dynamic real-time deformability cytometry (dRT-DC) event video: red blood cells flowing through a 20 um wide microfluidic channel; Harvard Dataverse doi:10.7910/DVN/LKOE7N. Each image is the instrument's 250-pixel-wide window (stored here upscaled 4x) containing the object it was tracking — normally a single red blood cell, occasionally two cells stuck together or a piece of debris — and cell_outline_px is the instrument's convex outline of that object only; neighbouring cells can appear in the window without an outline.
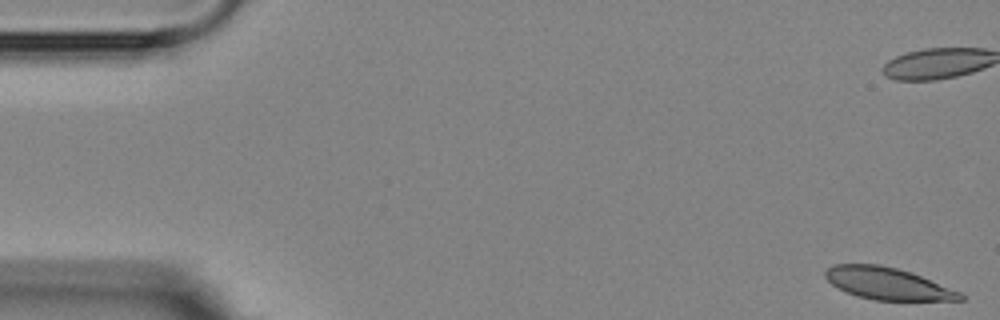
{"species": "Egyptian fruit bat (a non-hibernating species)", "species_latin": "Rousettus aegyptiacus", "temperature_condition": "room temperature", "stored_images_in_passage": 14, "camera_frame_rate_fps": 3000, "um_per_image_px": 0.085, "animal": {"sex": "female"}, "frame": {"image": 1, "passage_image": 1, "time_ms": 0.0, "image_size_px": [1000, 320], "cell_outline_px": [[964, 300], [872, 300], [856, 296], [832, 284], [824, 276], [824, 272], [832, 264], [880, 264], [896, 268], [920, 276], [960, 292], [964, 296]], "centroid_in_image_um": [75.4, 24.1], "position_along_channel_um": 9.6, "area_um2": 24.8}}
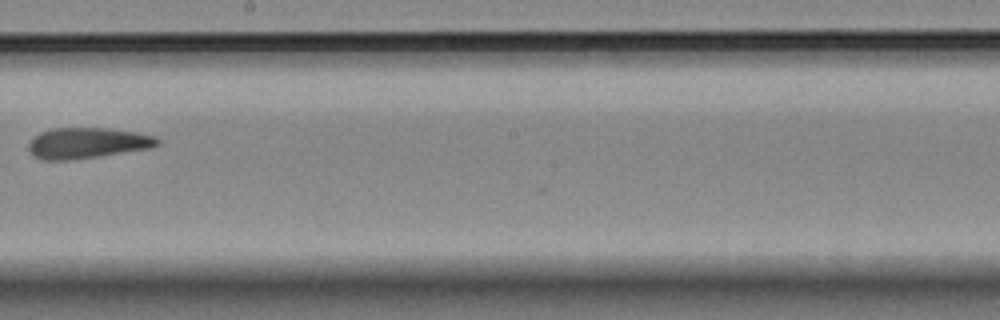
{"frame": {"image": 2, "passage_image": 9, "time_ms": 10.667, "image_size_px": [1000, 320], "cell_outline_px": [[160, 144], [152, 148], [100, 156], [72, 160], [40, 160], [32, 156], [28, 152], [28, 144], [40, 132], [52, 128], [108, 128], [136, 132], [156, 136], [160, 140]], "centroid_in_image_um": [7.42, 12.17], "position_along_channel_um": 240.8, "area_um2": 23.41}}
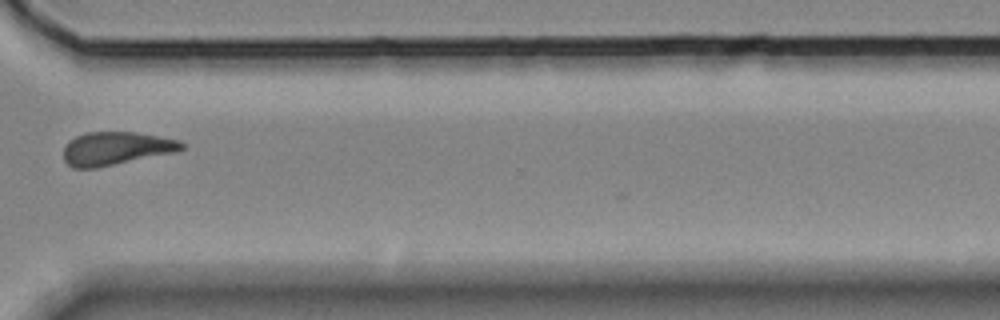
{"frame": {"image": 3, "passage_image": 12, "time_ms": 14.0, "image_size_px": [1000, 320], "cell_outline_px": [[184, 148], [176, 152], [96, 168], [72, 168], [64, 160], [64, 148], [68, 140], [76, 136], [88, 132], [136, 132], [180, 140], [184, 144]], "centroid_in_image_um": [9.85, 12.62], "position_along_channel_um": 360.7, "area_um2": 22.89}, "authors_computed_cell_mechanics": {"area_um2": 23.7558, "velocity_mm_per_s": 3.6068, "shape_relaxation_time_tau1_ms": null, "shape_relaxation_time_tau2_ms": 5.8526, "deformation_change_tau1": null, "deformation_change_tau2": 0.1449}}